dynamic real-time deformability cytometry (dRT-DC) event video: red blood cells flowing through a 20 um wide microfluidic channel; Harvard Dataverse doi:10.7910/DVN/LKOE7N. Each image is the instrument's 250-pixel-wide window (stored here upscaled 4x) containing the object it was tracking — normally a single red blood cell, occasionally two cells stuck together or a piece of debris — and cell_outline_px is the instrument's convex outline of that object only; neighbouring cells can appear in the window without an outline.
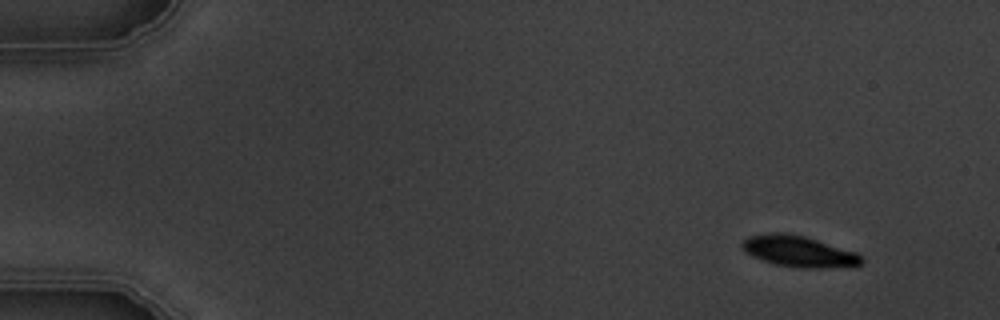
{"species": "common noctule bat (a hibernating species)", "species_latin": "Nyctalus noctula", "temperature_condition": "warm", "stored_images_in_passage": 8, "camera_frame_rate_fps": 3000, "um_per_image_px": 0.085, "animal": {"sex": "male", "body_mass_g": 19.5, "forearm_length_mm": 54.6}, "frame": {"image": 1, "passage_image": 1, "time_ms": 0.0, "image_size_px": [1000, 320], "cell_outline_px": [[864, 260], [860, 264], [820, 268], [804, 268], [776, 264], [752, 256], [744, 252], [740, 248], [740, 244], [748, 236], [772, 232], [784, 232], [804, 236], [856, 252]], "centroid_in_image_um": [67.82, 21.34], "position_along_channel_um": 17.2, "area_um2": 21.39}}
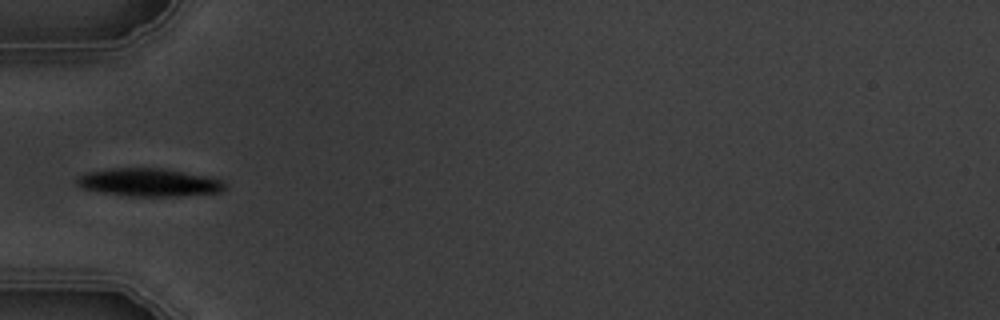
{"frame": {"image": 2, "passage_image": 5, "time_ms": 4.667, "image_size_px": [1000, 320], "cell_outline_px": [[228, 188], [220, 192], [180, 196], [128, 196], [80, 188], [76, 184], [76, 180], [80, 176], [88, 172], [112, 168], [160, 168], [204, 176], [224, 180]], "centroid_in_image_um": [12.69, 15.51], "position_along_channel_um": 72.3, "area_um2": 23.99}}